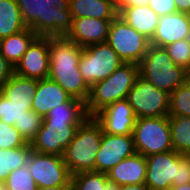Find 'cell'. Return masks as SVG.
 Returning a JSON list of instances; mask_svg holds the SVG:
<instances>
[{"mask_svg": "<svg viewBox=\"0 0 190 190\" xmlns=\"http://www.w3.org/2000/svg\"><path fill=\"white\" fill-rule=\"evenodd\" d=\"M25 25L38 35V17H42L43 0H16Z\"/></svg>", "mask_w": 190, "mask_h": 190, "instance_id": "obj_33", "label": "cell"}, {"mask_svg": "<svg viewBox=\"0 0 190 190\" xmlns=\"http://www.w3.org/2000/svg\"><path fill=\"white\" fill-rule=\"evenodd\" d=\"M159 190H173V186L162 188V189H159Z\"/></svg>", "mask_w": 190, "mask_h": 190, "instance_id": "obj_45", "label": "cell"}, {"mask_svg": "<svg viewBox=\"0 0 190 190\" xmlns=\"http://www.w3.org/2000/svg\"><path fill=\"white\" fill-rule=\"evenodd\" d=\"M82 47L66 36L49 37V76L73 98L87 101L90 87L79 70Z\"/></svg>", "mask_w": 190, "mask_h": 190, "instance_id": "obj_1", "label": "cell"}, {"mask_svg": "<svg viewBox=\"0 0 190 190\" xmlns=\"http://www.w3.org/2000/svg\"><path fill=\"white\" fill-rule=\"evenodd\" d=\"M178 154L172 150L146 157L145 184L150 190L172 186L176 180Z\"/></svg>", "mask_w": 190, "mask_h": 190, "instance_id": "obj_15", "label": "cell"}, {"mask_svg": "<svg viewBox=\"0 0 190 190\" xmlns=\"http://www.w3.org/2000/svg\"><path fill=\"white\" fill-rule=\"evenodd\" d=\"M126 100L138 118L168 116L170 94L139 76Z\"/></svg>", "mask_w": 190, "mask_h": 190, "instance_id": "obj_8", "label": "cell"}, {"mask_svg": "<svg viewBox=\"0 0 190 190\" xmlns=\"http://www.w3.org/2000/svg\"><path fill=\"white\" fill-rule=\"evenodd\" d=\"M37 190H72V186L42 187Z\"/></svg>", "mask_w": 190, "mask_h": 190, "instance_id": "obj_42", "label": "cell"}, {"mask_svg": "<svg viewBox=\"0 0 190 190\" xmlns=\"http://www.w3.org/2000/svg\"><path fill=\"white\" fill-rule=\"evenodd\" d=\"M146 170V157L136 152L109 170L107 177L118 186L141 184L145 183Z\"/></svg>", "mask_w": 190, "mask_h": 190, "instance_id": "obj_19", "label": "cell"}, {"mask_svg": "<svg viewBox=\"0 0 190 190\" xmlns=\"http://www.w3.org/2000/svg\"><path fill=\"white\" fill-rule=\"evenodd\" d=\"M118 16L149 41L152 40L160 20V16L148 5L125 8Z\"/></svg>", "mask_w": 190, "mask_h": 190, "instance_id": "obj_20", "label": "cell"}, {"mask_svg": "<svg viewBox=\"0 0 190 190\" xmlns=\"http://www.w3.org/2000/svg\"><path fill=\"white\" fill-rule=\"evenodd\" d=\"M107 181V173L96 171H85L71 176L72 190H103Z\"/></svg>", "mask_w": 190, "mask_h": 190, "instance_id": "obj_29", "label": "cell"}, {"mask_svg": "<svg viewBox=\"0 0 190 190\" xmlns=\"http://www.w3.org/2000/svg\"><path fill=\"white\" fill-rule=\"evenodd\" d=\"M32 104L11 103L8 98L0 92V121L8 125H14L25 115L26 110H31Z\"/></svg>", "mask_w": 190, "mask_h": 190, "instance_id": "obj_32", "label": "cell"}, {"mask_svg": "<svg viewBox=\"0 0 190 190\" xmlns=\"http://www.w3.org/2000/svg\"><path fill=\"white\" fill-rule=\"evenodd\" d=\"M138 65L142 78L169 94L190 78V72L176 65L165 48L151 44Z\"/></svg>", "mask_w": 190, "mask_h": 190, "instance_id": "obj_4", "label": "cell"}, {"mask_svg": "<svg viewBox=\"0 0 190 190\" xmlns=\"http://www.w3.org/2000/svg\"><path fill=\"white\" fill-rule=\"evenodd\" d=\"M173 150L182 155H190V117L169 116Z\"/></svg>", "mask_w": 190, "mask_h": 190, "instance_id": "obj_27", "label": "cell"}, {"mask_svg": "<svg viewBox=\"0 0 190 190\" xmlns=\"http://www.w3.org/2000/svg\"><path fill=\"white\" fill-rule=\"evenodd\" d=\"M72 18L114 19L118 13L113 0H69Z\"/></svg>", "mask_w": 190, "mask_h": 190, "instance_id": "obj_21", "label": "cell"}, {"mask_svg": "<svg viewBox=\"0 0 190 190\" xmlns=\"http://www.w3.org/2000/svg\"><path fill=\"white\" fill-rule=\"evenodd\" d=\"M168 116L190 117V78L170 94Z\"/></svg>", "mask_w": 190, "mask_h": 190, "instance_id": "obj_28", "label": "cell"}, {"mask_svg": "<svg viewBox=\"0 0 190 190\" xmlns=\"http://www.w3.org/2000/svg\"><path fill=\"white\" fill-rule=\"evenodd\" d=\"M0 90L11 103L32 104L33 96L37 91V80L14 73Z\"/></svg>", "mask_w": 190, "mask_h": 190, "instance_id": "obj_22", "label": "cell"}, {"mask_svg": "<svg viewBox=\"0 0 190 190\" xmlns=\"http://www.w3.org/2000/svg\"><path fill=\"white\" fill-rule=\"evenodd\" d=\"M31 151L30 143L17 148L0 149V185L12 171L27 164Z\"/></svg>", "mask_w": 190, "mask_h": 190, "instance_id": "obj_25", "label": "cell"}, {"mask_svg": "<svg viewBox=\"0 0 190 190\" xmlns=\"http://www.w3.org/2000/svg\"><path fill=\"white\" fill-rule=\"evenodd\" d=\"M8 190H37V184L27 165L12 171L3 183Z\"/></svg>", "mask_w": 190, "mask_h": 190, "instance_id": "obj_31", "label": "cell"}, {"mask_svg": "<svg viewBox=\"0 0 190 190\" xmlns=\"http://www.w3.org/2000/svg\"><path fill=\"white\" fill-rule=\"evenodd\" d=\"M38 35L30 28L0 39V54L14 67Z\"/></svg>", "mask_w": 190, "mask_h": 190, "instance_id": "obj_23", "label": "cell"}, {"mask_svg": "<svg viewBox=\"0 0 190 190\" xmlns=\"http://www.w3.org/2000/svg\"><path fill=\"white\" fill-rule=\"evenodd\" d=\"M139 76L138 64L123 63L109 77L93 84L85 102L88 117H94L108 105L126 99Z\"/></svg>", "mask_w": 190, "mask_h": 190, "instance_id": "obj_2", "label": "cell"}, {"mask_svg": "<svg viewBox=\"0 0 190 190\" xmlns=\"http://www.w3.org/2000/svg\"><path fill=\"white\" fill-rule=\"evenodd\" d=\"M27 26L16 0H0V39L11 36Z\"/></svg>", "mask_w": 190, "mask_h": 190, "instance_id": "obj_24", "label": "cell"}, {"mask_svg": "<svg viewBox=\"0 0 190 190\" xmlns=\"http://www.w3.org/2000/svg\"><path fill=\"white\" fill-rule=\"evenodd\" d=\"M103 129L94 117H87L77 128L74 138L64 150L62 158L71 175L95 171Z\"/></svg>", "mask_w": 190, "mask_h": 190, "instance_id": "obj_3", "label": "cell"}, {"mask_svg": "<svg viewBox=\"0 0 190 190\" xmlns=\"http://www.w3.org/2000/svg\"><path fill=\"white\" fill-rule=\"evenodd\" d=\"M49 37L37 36L14 67V73L30 79L42 80L49 76Z\"/></svg>", "mask_w": 190, "mask_h": 190, "instance_id": "obj_12", "label": "cell"}, {"mask_svg": "<svg viewBox=\"0 0 190 190\" xmlns=\"http://www.w3.org/2000/svg\"><path fill=\"white\" fill-rule=\"evenodd\" d=\"M164 48L176 65L190 72V38L176 41Z\"/></svg>", "mask_w": 190, "mask_h": 190, "instance_id": "obj_34", "label": "cell"}, {"mask_svg": "<svg viewBox=\"0 0 190 190\" xmlns=\"http://www.w3.org/2000/svg\"><path fill=\"white\" fill-rule=\"evenodd\" d=\"M136 153L132 135L102 133L96 154L95 171L107 173L123 159Z\"/></svg>", "mask_w": 190, "mask_h": 190, "instance_id": "obj_11", "label": "cell"}, {"mask_svg": "<svg viewBox=\"0 0 190 190\" xmlns=\"http://www.w3.org/2000/svg\"><path fill=\"white\" fill-rule=\"evenodd\" d=\"M114 190H150V189L145 183H141V184H128V185L118 186V188Z\"/></svg>", "mask_w": 190, "mask_h": 190, "instance_id": "obj_41", "label": "cell"}, {"mask_svg": "<svg viewBox=\"0 0 190 190\" xmlns=\"http://www.w3.org/2000/svg\"><path fill=\"white\" fill-rule=\"evenodd\" d=\"M117 13L128 7L147 6L149 0H113Z\"/></svg>", "mask_w": 190, "mask_h": 190, "instance_id": "obj_39", "label": "cell"}, {"mask_svg": "<svg viewBox=\"0 0 190 190\" xmlns=\"http://www.w3.org/2000/svg\"><path fill=\"white\" fill-rule=\"evenodd\" d=\"M177 12L190 14V0H174Z\"/></svg>", "mask_w": 190, "mask_h": 190, "instance_id": "obj_40", "label": "cell"}, {"mask_svg": "<svg viewBox=\"0 0 190 190\" xmlns=\"http://www.w3.org/2000/svg\"><path fill=\"white\" fill-rule=\"evenodd\" d=\"M186 38H190V14L175 12L160 17L150 44L164 48Z\"/></svg>", "mask_w": 190, "mask_h": 190, "instance_id": "obj_17", "label": "cell"}, {"mask_svg": "<svg viewBox=\"0 0 190 190\" xmlns=\"http://www.w3.org/2000/svg\"><path fill=\"white\" fill-rule=\"evenodd\" d=\"M0 190H8L7 187H5L3 184L0 185Z\"/></svg>", "mask_w": 190, "mask_h": 190, "instance_id": "obj_46", "label": "cell"}, {"mask_svg": "<svg viewBox=\"0 0 190 190\" xmlns=\"http://www.w3.org/2000/svg\"><path fill=\"white\" fill-rule=\"evenodd\" d=\"M190 183V155H177L176 180L172 186Z\"/></svg>", "mask_w": 190, "mask_h": 190, "instance_id": "obj_36", "label": "cell"}, {"mask_svg": "<svg viewBox=\"0 0 190 190\" xmlns=\"http://www.w3.org/2000/svg\"><path fill=\"white\" fill-rule=\"evenodd\" d=\"M72 98L55 81L49 78L37 80V91L32 99L31 110L44 118L49 110L59 104L69 102Z\"/></svg>", "mask_w": 190, "mask_h": 190, "instance_id": "obj_18", "label": "cell"}, {"mask_svg": "<svg viewBox=\"0 0 190 190\" xmlns=\"http://www.w3.org/2000/svg\"><path fill=\"white\" fill-rule=\"evenodd\" d=\"M124 61L107 43L93 44L82 49L79 70L89 87L109 77Z\"/></svg>", "mask_w": 190, "mask_h": 190, "instance_id": "obj_6", "label": "cell"}, {"mask_svg": "<svg viewBox=\"0 0 190 190\" xmlns=\"http://www.w3.org/2000/svg\"><path fill=\"white\" fill-rule=\"evenodd\" d=\"M106 42L124 63L139 64L147 53L150 41L118 15L112 20Z\"/></svg>", "mask_w": 190, "mask_h": 190, "instance_id": "obj_7", "label": "cell"}, {"mask_svg": "<svg viewBox=\"0 0 190 190\" xmlns=\"http://www.w3.org/2000/svg\"><path fill=\"white\" fill-rule=\"evenodd\" d=\"M148 6L160 17L177 12L174 0H149Z\"/></svg>", "mask_w": 190, "mask_h": 190, "instance_id": "obj_37", "label": "cell"}, {"mask_svg": "<svg viewBox=\"0 0 190 190\" xmlns=\"http://www.w3.org/2000/svg\"><path fill=\"white\" fill-rule=\"evenodd\" d=\"M173 190H190V183L178 185V186H173Z\"/></svg>", "mask_w": 190, "mask_h": 190, "instance_id": "obj_44", "label": "cell"}, {"mask_svg": "<svg viewBox=\"0 0 190 190\" xmlns=\"http://www.w3.org/2000/svg\"><path fill=\"white\" fill-rule=\"evenodd\" d=\"M87 117L85 103L77 98H72L69 102L59 104L49 110L44 120L83 122Z\"/></svg>", "mask_w": 190, "mask_h": 190, "instance_id": "obj_26", "label": "cell"}, {"mask_svg": "<svg viewBox=\"0 0 190 190\" xmlns=\"http://www.w3.org/2000/svg\"><path fill=\"white\" fill-rule=\"evenodd\" d=\"M117 188H118V185L116 183L108 180L106 185L104 186L103 190H114Z\"/></svg>", "mask_w": 190, "mask_h": 190, "instance_id": "obj_43", "label": "cell"}, {"mask_svg": "<svg viewBox=\"0 0 190 190\" xmlns=\"http://www.w3.org/2000/svg\"><path fill=\"white\" fill-rule=\"evenodd\" d=\"M25 144L26 141L14 125L0 121V149L17 148Z\"/></svg>", "mask_w": 190, "mask_h": 190, "instance_id": "obj_35", "label": "cell"}, {"mask_svg": "<svg viewBox=\"0 0 190 190\" xmlns=\"http://www.w3.org/2000/svg\"><path fill=\"white\" fill-rule=\"evenodd\" d=\"M132 136L136 152L145 157L173 150L169 116L138 118Z\"/></svg>", "mask_w": 190, "mask_h": 190, "instance_id": "obj_5", "label": "cell"}, {"mask_svg": "<svg viewBox=\"0 0 190 190\" xmlns=\"http://www.w3.org/2000/svg\"><path fill=\"white\" fill-rule=\"evenodd\" d=\"M43 120L44 118L33 110H26L25 115L20 119L19 122H15L14 126L19 131L26 143H31L43 125Z\"/></svg>", "mask_w": 190, "mask_h": 190, "instance_id": "obj_30", "label": "cell"}, {"mask_svg": "<svg viewBox=\"0 0 190 190\" xmlns=\"http://www.w3.org/2000/svg\"><path fill=\"white\" fill-rule=\"evenodd\" d=\"M13 74L14 66L0 54V89Z\"/></svg>", "mask_w": 190, "mask_h": 190, "instance_id": "obj_38", "label": "cell"}, {"mask_svg": "<svg viewBox=\"0 0 190 190\" xmlns=\"http://www.w3.org/2000/svg\"><path fill=\"white\" fill-rule=\"evenodd\" d=\"M94 118L101 124L103 132L112 135H132L137 120L126 99L108 105Z\"/></svg>", "mask_w": 190, "mask_h": 190, "instance_id": "obj_14", "label": "cell"}, {"mask_svg": "<svg viewBox=\"0 0 190 190\" xmlns=\"http://www.w3.org/2000/svg\"><path fill=\"white\" fill-rule=\"evenodd\" d=\"M69 0H43L42 17H38V36H67L72 27Z\"/></svg>", "mask_w": 190, "mask_h": 190, "instance_id": "obj_13", "label": "cell"}, {"mask_svg": "<svg viewBox=\"0 0 190 190\" xmlns=\"http://www.w3.org/2000/svg\"><path fill=\"white\" fill-rule=\"evenodd\" d=\"M26 165L38 188L72 186V175L62 156L31 151Z\"/></svg>", "mask_w": 190, "mask_h": 190, "instance_id": "obj_9", "label": "cell"}, {"mask_svg": "<svg viewBox=\"0 0 190 190\" xmlns=\"http://www.w3.org/2000/svg\"><path fill=\"white\" fill-rule=\"evenodd\" d=\"M81 123L43 120V125L30 143L32 151L62 156Z\"/></svg>", "mask_w": 190, "mask_h": 190, "instance_id": "obj_10", "label": "cell"}, {"mask_svg": "<svg viewBox=\"0 0 190 190\" xmlns=\"http://www.w3.org/2000/svg\"><path fill=\"white\" fill-rule=\"evenodd\" d=\"M112 20L92 17L73 18L71 30L66 37L82 48L104 43Z\"/></svg>", "mask_w": 190, "mask_h": 190, "instance_id": "obj_16", "label": "cell"}]
</instances>
